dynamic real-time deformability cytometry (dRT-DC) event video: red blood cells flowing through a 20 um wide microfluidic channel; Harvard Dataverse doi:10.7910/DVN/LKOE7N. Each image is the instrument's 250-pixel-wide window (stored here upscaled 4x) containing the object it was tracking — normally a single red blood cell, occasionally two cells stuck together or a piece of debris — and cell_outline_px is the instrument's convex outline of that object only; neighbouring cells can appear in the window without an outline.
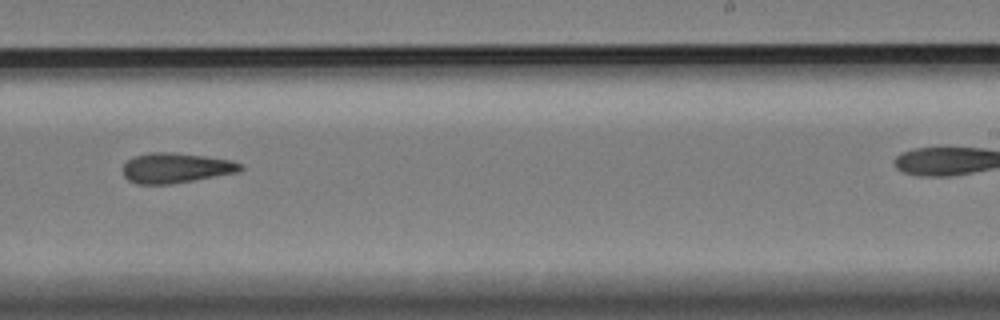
{"species": "Egyptian fruit bat (a non-hibernating species)", "species_latin": "Rousettus aegyptiacus", "temperature_condition": "cold", "stored_images_in_passage": 34, "camera_frame_rate_fps": 3000, "um_per_image_px": 0.085, "animal": {"sex": "female"}, "frame": {"image": 1, "passage_image": 20, "time_ms": 6.333, "image_size_px": [1000, 320], "cell_outline_px": [[244, 168], [240, 172], [172, 184], [136, 184], [128, 180], [124, 176], [124, 164], [132, 156], [152, 152], [172, 152], [204, 156], [228, 160], [240, 164]], "centroid_in_image_um": [14.93, 14.28], "position_along_channel_um": 274.1, "area_um2": 20.58}}